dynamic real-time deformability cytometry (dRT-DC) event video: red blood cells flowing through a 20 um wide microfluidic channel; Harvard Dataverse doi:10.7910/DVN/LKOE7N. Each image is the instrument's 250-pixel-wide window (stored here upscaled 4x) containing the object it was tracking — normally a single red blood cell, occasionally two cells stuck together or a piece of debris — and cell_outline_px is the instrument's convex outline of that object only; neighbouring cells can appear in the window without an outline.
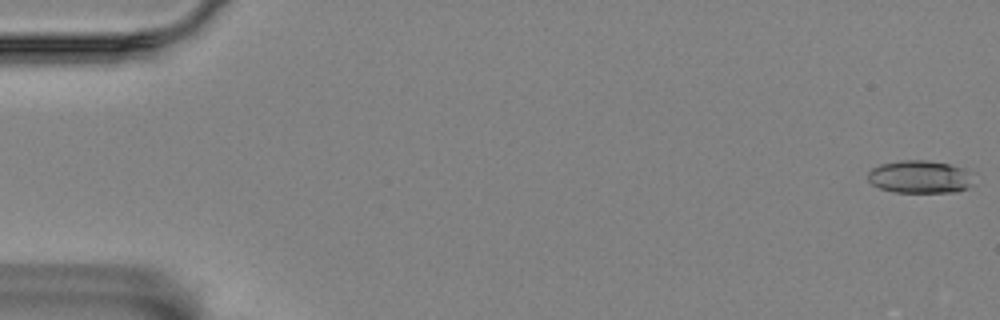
{"species": "Egyptian fruit bat (a non-hibernating species)", "species_latin": "Rousettus aegyptiacus", "temperature_condition": "room temperature", "stored_images_in_passage": 57, "camera_frame_rate_fps": 3000, "um_per_image_px": 0.085, "animal": {"sex": "female"}, "frame": {"image": 1, "passage_image": 1, "time_ms": 0.0, "image_size_px": [1000, 320], "cell_outline_px": [[976, 172], [972, 184], [968, 188], [956, 192], [892, 192], [880, 188], [872, 184], [868, 180], [868, 172], [872, 168], [880, 164], [900, 160], [928, 160], [948, 164], [964, 168]], "centroid_in_image_um": [78.25, 15.03], "position_along_channel_um": 6.8, "area_um2": 20.63}}
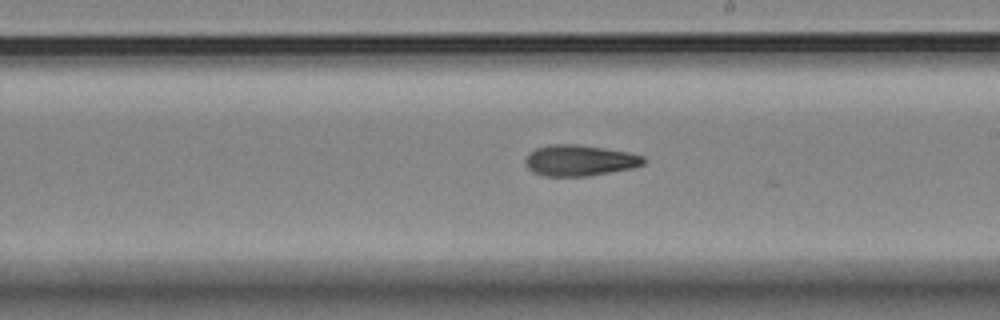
{"frame": {"image": 2, "passage_image": 33, "time_ms": 10.667, "image_size_px": [1000, 320], "cell_outline_px": [[644, 164], [632, 168], [588, 176], [544, 176], [532, 172], [524, 164], [524, 160], [528, 152], [536, 148], [548, 144], [576, 144], [628, 152], [644, 156]], "centroid_in_image_um": [49.2, 13.63], "position_along_channel_um": 239.8, "area_um2": 21.44}}
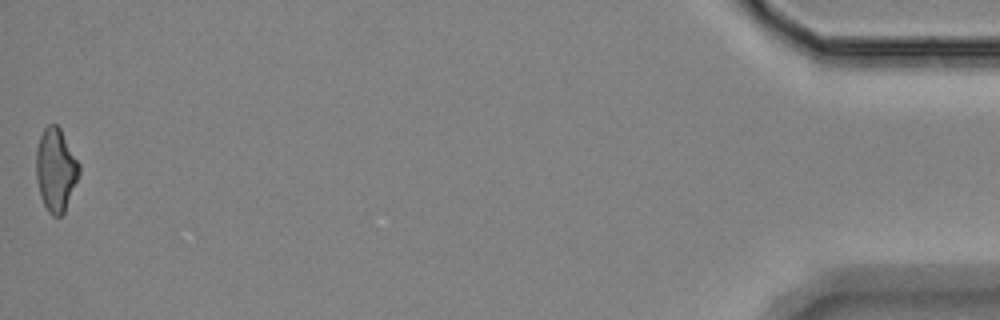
{"frame": {"image": 3, "passage_image": 57, "time_ms": 18.667, "image_size_px": [1000, 320], "cell_outline_px": [[80, 172], [64, 212], [60, 216], [52, 216], [48, 212], [40, 196], [36, 180], [36, 148], [40, 136], [44, 128], [48, 124], [56, 124], [60, 128], [80, 164]], "centroid_in_image_um": [4.73, 14.42], "position_along_channel_um": 430.5, "area_um2": 20.81}, "authors_computed_cell_mechanics": {"area_um2": 20.9814, "velocity_mm_per_s": 3.5327, "shape_relaxation_time_tau1_ms": null, "shape_relaxation_time_tau2_ms": 4.5096, "deformation_change_tau1": null, "deformation_change_tau2": 0.1332}}